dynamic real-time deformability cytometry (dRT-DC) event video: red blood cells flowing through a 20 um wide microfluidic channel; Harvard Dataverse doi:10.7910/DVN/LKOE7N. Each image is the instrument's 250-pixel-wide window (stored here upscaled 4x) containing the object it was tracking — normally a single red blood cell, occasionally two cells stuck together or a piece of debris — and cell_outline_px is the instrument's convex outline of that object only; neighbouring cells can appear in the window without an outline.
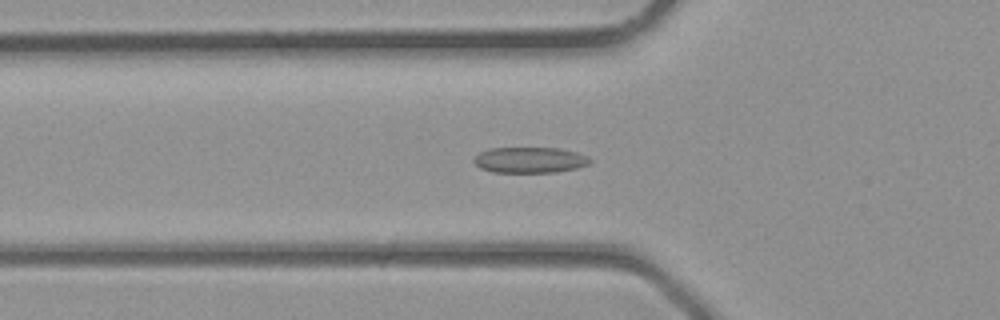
{"species": "common noctule bat (a hibernating species)", "species_latin": "Nyctalus noctula", "temperature_condition": "room temperature", "stored_images_in_passage": 26, "camera_frame_rate_fps": 3000, "um_per_image_px": 0.085, "animal": {"sex": "male", "body_mass_g": 23.1, "forearm_length_mm": 52.7}, "frame": {"image": 1, "passage_image": 5, "time_ms": 1.333, "image_size_px": [1000, 320], "cell_outline_px": [[592, 160], [588, 164], [576, 168], [556, 172], [492, 172], [480, 168], [472, 160], [480, 152], [488, 148], [560, 148], [576, 152], [588, 156]], "centroid_in_image_um": [45.03, 13.59], "position_along_channel_um": 80.8, "area_um2": 17.46}}
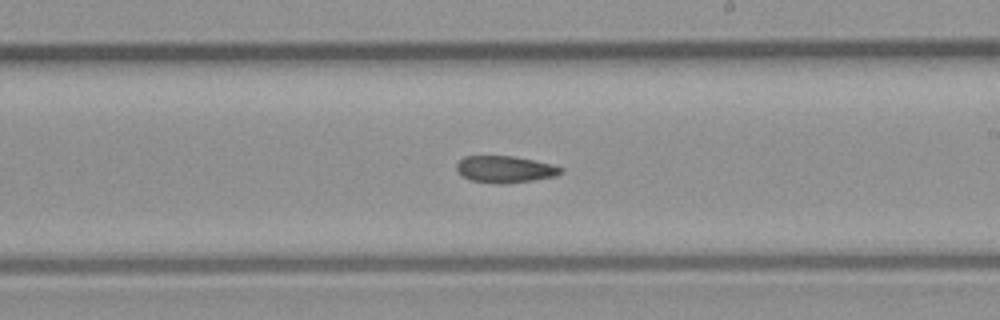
{"frame": {"image": 2, "passage_image": 14, "time_ms": 4.333, "image_size_px": [1000, 320], "cell_outline_px": [[564, 172], [556, 176], [532, 180], [504, 184], [496, 184], [472, 180], [464, 176], [456, 168], [456, 164], [464, 156], [512, 156], [552, 164], [564, 168]], "centroid_in_image_um": [42.96, 14.39], "position_along_channel_um": 246.0, "area_um2": 16.18}}
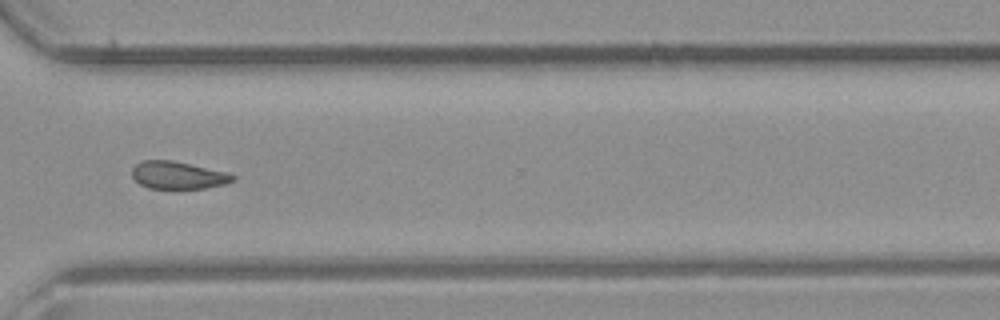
{"frame": {"image": 3, "passage_image": 20, "time_ms": 6.333, "image_size_px": [1000, 320], "cell_outline_px": [[236, 180], [224, 184], [204, 188], [148, 188], [140, 184], [132, 176], [132, 168], [140, 160], [172, 160], [224, 172], [236, 176]], "centroid_in_image_um": [15.09, 14.89], "position_along_channel_um": 355.5, "area_um2": 15.95}}